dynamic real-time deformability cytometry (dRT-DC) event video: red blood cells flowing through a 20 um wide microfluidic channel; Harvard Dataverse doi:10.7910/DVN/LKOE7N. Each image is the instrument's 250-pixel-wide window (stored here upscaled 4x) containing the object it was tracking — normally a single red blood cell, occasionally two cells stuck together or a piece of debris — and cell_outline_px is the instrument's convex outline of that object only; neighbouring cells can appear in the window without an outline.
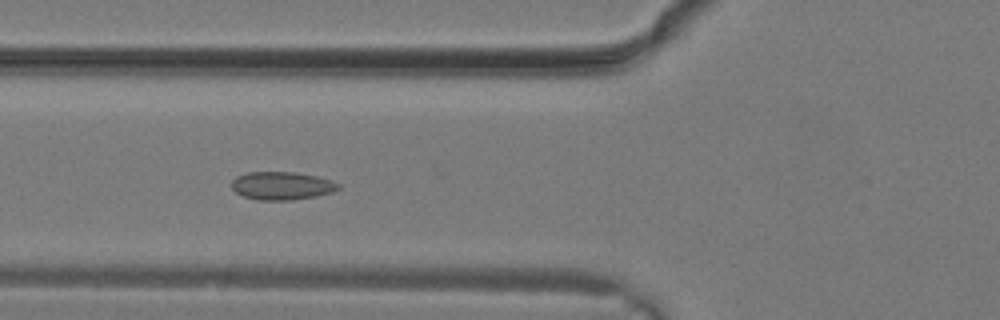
{"species": "common noctule bat (a hibernating species)", "species_latin": "Nyctalus noctula", "temperature_condition": "warm", "stored_images_in_passage": 25, "camera_frame_rate_fps": 3000, "um_per_image_px": 0.085, "animal": {"sex": "male", "body_mass_g": 19.2, "forearm_length_mm": 51.8}, "frame": {"image": 1, "passage_image": 9, "time_ms": 2.667, "image_size_px": [1000, 320], "cell_outline_px": [[340, 188], [332, 192], [316, 196], [292, 200], [256, 200], [244, 196], [236, 192], [232, 188], [232, 180], [236, 176], [248, 172], [296, 172], [316, 176], [332, 180], [340, 184]], "centroid_in_image_um": [23.96, 15.78], "position_along_channel_um": 101.8, "area_um2": 17.51}}
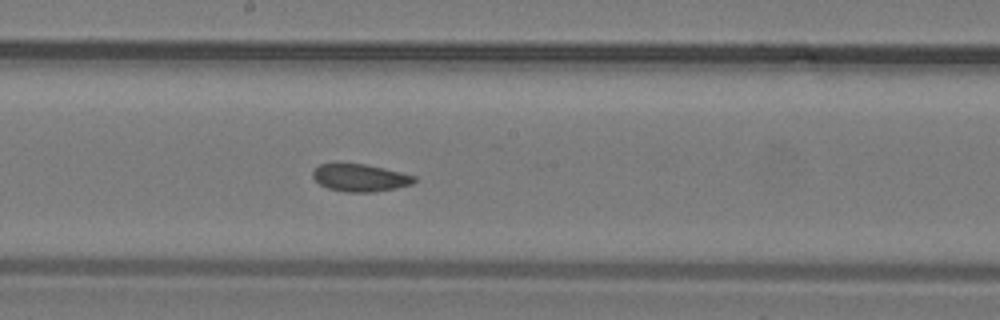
{"frame": {"image": 2, "passage_image": 14, "time_ms": 4.333, "image_size_px": [1000, 320], "cell_outline_px": [[416, 180], [412, 184], [396, 188], [376, 192], [348, 192], [328, 188], [320, 184], [312, 176], [312, 172], [320, 164], [336, 160], [364, 164], [384, 168], [416, 176]], "centroid_in_image_um": [30.57, 15.07], "position_along_channel_um": 217.6, "area_um2": 16.7}}
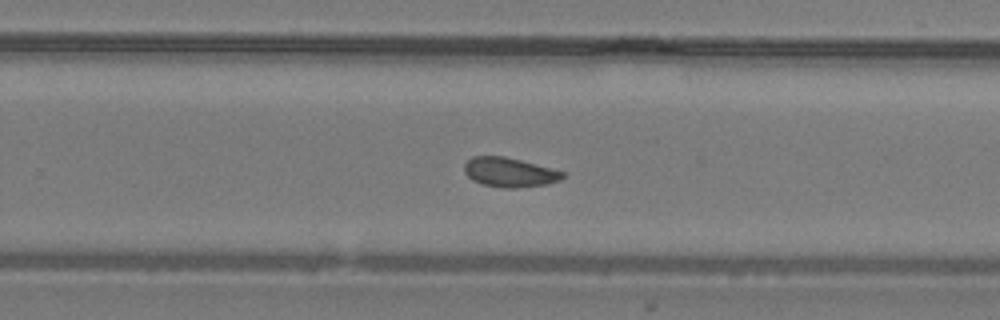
{"frame": {"image": 3, "passage_image": 17, "time_ms": 5.333, "image_size_px": [1000, 320], "cell_outline_px": [[564, 176], [560, 180], [548, 184], [516, 188], [504, 188], [484, 184], [472, 180], [464, 172], [464, 164], [472, 156], [504, 156], [520, 160], [564, 172]], "centroid_in_image_um": [43.28, 14.65], "position_along_channel_um": 286.5, "area_um2": 16.7}}